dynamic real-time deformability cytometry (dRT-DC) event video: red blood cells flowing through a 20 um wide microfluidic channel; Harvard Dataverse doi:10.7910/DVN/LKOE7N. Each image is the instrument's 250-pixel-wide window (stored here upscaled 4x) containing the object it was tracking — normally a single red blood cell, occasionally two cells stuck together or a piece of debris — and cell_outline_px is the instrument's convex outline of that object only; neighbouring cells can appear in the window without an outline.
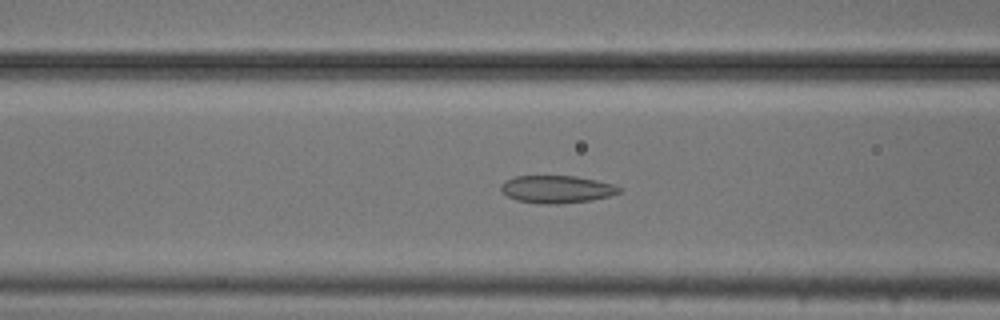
{"species": "common noctule bat (a hibernating species)", "species_latin": "Nyctalus noctula", "temperature_condition": "cold", "stored_images_in_passage": 43, "camera_frame_rate_fps": 3000, "um_per_image_px": 0.085, "animal": {"sex": "male", "body_mass_g": 20.5, "forearm_length_mm": 52.5}, "frame": {"image": 1, "passage_image": 20, "time_ms": 6.333, "image_size_px": [1000, 320], "cell_outline_px": [[620, 192], [608, 196], [592, 200], [560, 204], [544, 204], [516, 200], [508, 196], [500, 188], [500, 184], [504, 180], [516, 176], [576, 176], [596, 180], [612, 184], [620, 188]], "centroid_in_image_um": [47.29, 16.08], "position_along_channel_um": 119.3, "area_um2": 18.9}}
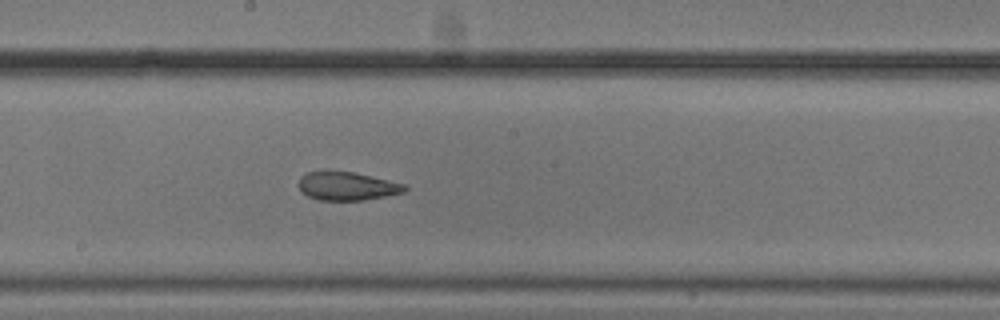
{"frame": {"image": 2, "passage_image": 28, "time_ms": 9.0, "image_size_px": [1000, 320], "cell_outline_px": [[408, 188], [404, 192], [364, 200], [320, 200], [308, 196], [300, 192], [300, 176], [308, 172], [352, 172], [408, 184]], "centroid_in_image_um": [29.54, 15.83], "position_along_channel_um": 218.7, "area_um2": 17.34}}
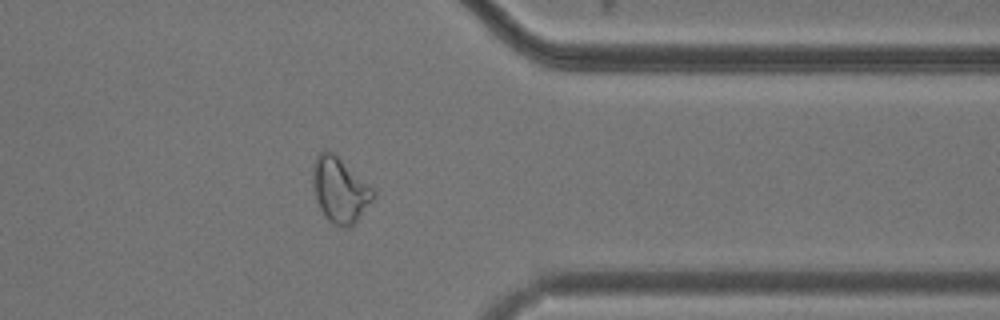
{"frame": {"image": 3, "passage_image": 42, "time_ms": 13.667, "image_size_px": [1000, 320], "cell_outline_px": [[376, 196], [356, 220], [348, 228], [344, 228], [332, 224], [328, 220], [320, 208], [316, 200], [312, 184], [312, 168], [316, 156], [324, 148], [328, 148], [372, 188], [376, 192]], "centroid_in_image_um": [28.85, 16.13], "position_along_channel_um": 382.6, "area_um2": 22.77}}